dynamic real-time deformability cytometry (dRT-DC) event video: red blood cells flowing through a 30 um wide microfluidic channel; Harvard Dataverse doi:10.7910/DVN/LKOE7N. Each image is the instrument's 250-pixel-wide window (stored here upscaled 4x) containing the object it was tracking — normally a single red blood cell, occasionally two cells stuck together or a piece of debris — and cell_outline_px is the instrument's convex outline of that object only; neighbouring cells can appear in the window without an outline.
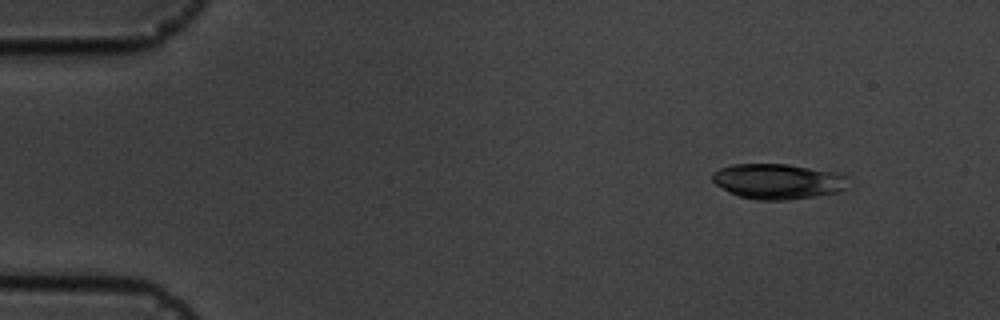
{"species": "common noctule bat (a hibernating species)", "species_latin": "Nyctalus noctula", "temperature_condition": "cold", "stored_images_in_passage": 4, "camera_frame_rate_fps": 3000, "um_per_image_px": 0.085, "animal": {"sex": "male", "body_mass_g": 19.5, "forearm_length_mm": 54.6}, "frame": {"image": 1, "passage_image": 1, "time_ms": 0.0, "image_size_px": [1000, 320], "cell_outline_px": [[852, 188], [844, 192], [788, 200], [756, 200], [740, 196], [728, 192], [716, 184], [712, 180], [712, 172], [720, 168], [732, 164], [788, 164], [840, 172], [848, 176]], "centroid_in_image_um": [66.25, 15.42], "position_along_channel_um": 18.8, "area_um2": 28.78}}
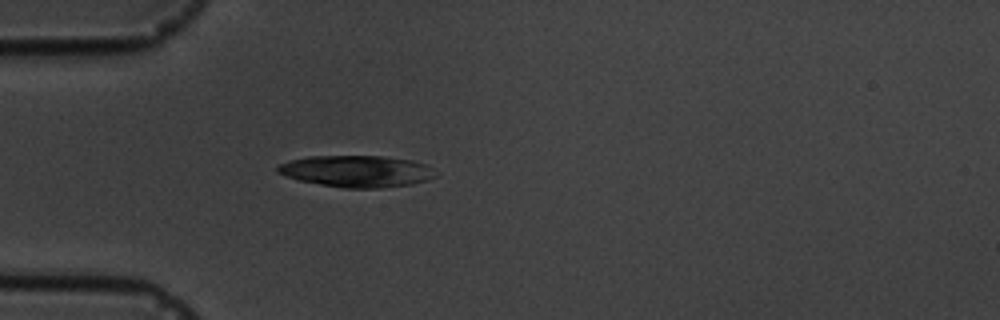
{"frame": {"image": 2, "passage_image": 4, "time_ms": 3.333, "image_size_px": [1000, 320], "cell_outline_px": [[440, 172], [436, 176], [428, 180], [412, 184], [380, 188], [344, 188], [320, 184], [300, 180], [276, 172], [276, 168], [280, 164], [288, 160], [308, 156], [384, 156], [412, 160], [424, 164]], "centroid_in_image_um": [30.36, 14.55], "position_along_channel_um": 54.6, "area_um2": 29.25}}